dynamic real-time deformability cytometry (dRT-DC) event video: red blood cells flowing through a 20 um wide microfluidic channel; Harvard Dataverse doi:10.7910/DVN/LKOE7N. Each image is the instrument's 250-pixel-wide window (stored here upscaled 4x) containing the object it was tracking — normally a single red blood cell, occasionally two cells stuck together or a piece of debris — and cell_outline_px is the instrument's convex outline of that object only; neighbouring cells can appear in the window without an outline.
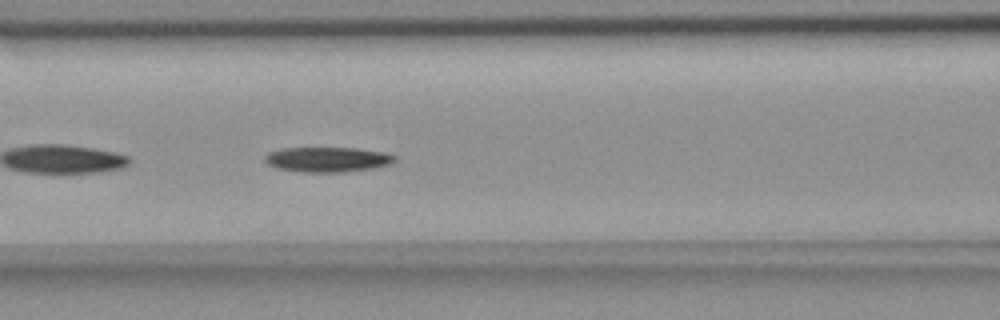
{"species": "common noctule bat (a hibernating species)", "species_latin": "Nyctalus noctula", "temperature_condition": "room temperature", "stored_images_in_passage": 39, "camera_frame_rate_fps": 3000, "um_per_image_px": 0.085, "animal": {"sex": "female", "body_mass_g": 18.4}, "frame": {"image": 1, "passage_image": 7, "time_ms": 2.0, "image_size_px": [1000, 320], "cell_outline_px": [[396, 160], [388, 164], [376, 168], [344, 172], [300, 172], [276, 168], [268, 164], [264, 160], [264, 156], [268, 152], [280, 148], [356, 148], [388, 152], [396, 156]], "centroid_in_image_um": [27.84, 13.55], "position_along_channel_um": 138.8, "area_um2": 19.19}}
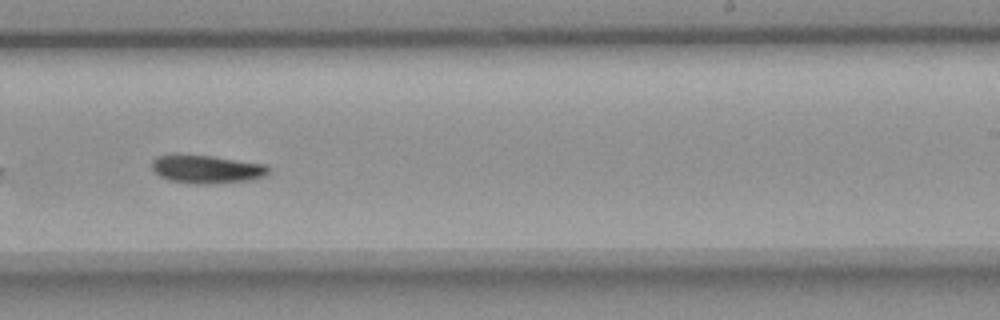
{"frame": {"image": 2, "passage_image": 18, "time_ms": 5.667, "image_size_px": [1000, 320], "cell_outline_px": [[272, 168], [264, 176], [252, 180], [212, 184], [196, 184], [168, 180], [160, 176], [152, 168], [152, 160], [156, 156], [212, 156], [268, 164]], "centroid_in_image_um": [17.65, 14.4], "position_along_channel_um": 271.3, "area_um2": 19.07}}
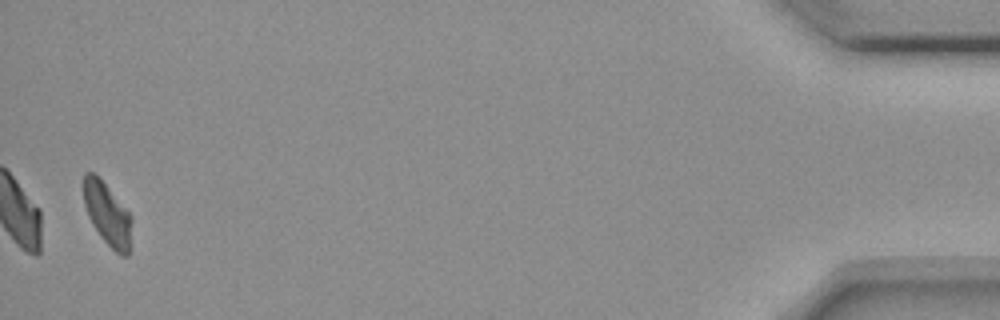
{"frame": {"image": 3, "passage_image": 38, "time_ms": 12.333, "image_size_px": [1000, 320], "cell_outline_px": [[132, 220], [128, 256], [120, 256], [100, 236], [92, 224], [88, 216], [84, 204], [84, 172], [92, 172], [104, 184], [132, 216]], "centroid_in_image_um": [9.13, 18.24], "position_along_channel_um": 426.1, "area_um2": 17.11}, "authors_computed_cell_mechanics": {"area_um2": 18.9006, "velocity_mm_per_s": 3.6317, "shape_relaxation_time_tau1_ms": 9.2037, "shape_relaxation_time_tau2_ms": null, "deformation_change_tau1": 0.1717, "deformation_change_tau2": null}}